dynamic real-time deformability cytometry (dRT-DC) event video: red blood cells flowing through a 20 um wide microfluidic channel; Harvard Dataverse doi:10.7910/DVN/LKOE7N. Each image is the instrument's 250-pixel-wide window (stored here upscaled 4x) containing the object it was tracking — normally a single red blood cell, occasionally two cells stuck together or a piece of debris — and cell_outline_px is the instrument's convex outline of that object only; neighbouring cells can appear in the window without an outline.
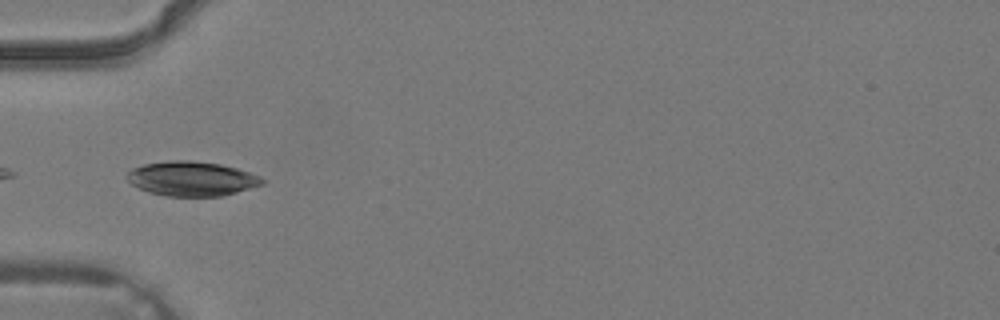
{"species": "common noctule bat (a hibernating species)", "species_latin": "Nyctalus noctula", "temperature_condition": "warm", "stored_images_in_passage": 3, "camera_frame_rate_fps": 3000, "um_per_image_px": 0.085, "animal": {"sex": "male", "body_mass_g": 19.2, "forearm_length_mm": 51.8}, "frame": {"image": 1, "passage_image": 3, "time_ms": 0.667, "image_size_px": [1000, 320], "cell_outline_px": [[264, 184], [236, 192], [220, 196], [168, 196], [148, 192], [132, 184], [124, 176], [132, 168], [144, 164], [168, 160], [188, 160], [220, 164], [236, 168], [260, 176], [264, 180]], "centroid_in_image_um": [16.27, 15.18], "position_along_channel_um": 68.7, "area_um2": 27.11}}